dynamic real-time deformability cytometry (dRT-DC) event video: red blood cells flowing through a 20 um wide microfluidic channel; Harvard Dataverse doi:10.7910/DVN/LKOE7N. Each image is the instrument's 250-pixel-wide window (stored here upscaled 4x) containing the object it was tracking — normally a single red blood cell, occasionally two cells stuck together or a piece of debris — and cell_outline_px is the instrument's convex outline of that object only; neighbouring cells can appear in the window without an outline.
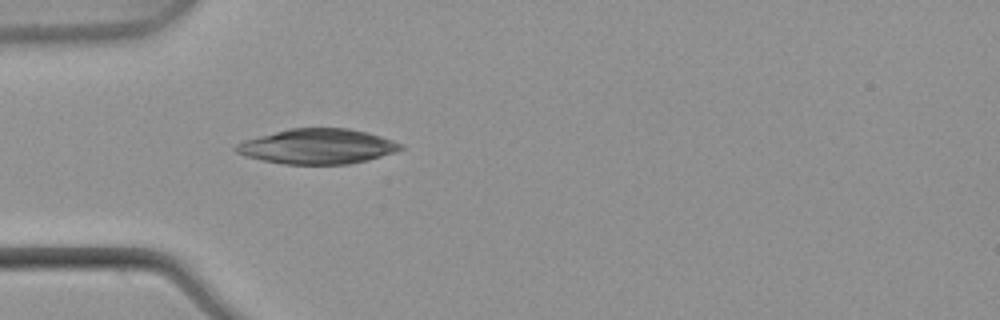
{"species": "common noctule bat (a hibernating species)", "species_latin": "Nyctalus noctula", "temperature_condition": "warm", "stored_images_in_passage": 37, "camera_frame_rate_fps": 3000, "um_per_image_px": 0.085, "animal": {"sex": "male", "body_mass_g": 21.5, "forearm_length_mm": 52.0}, "frame": {"image": 1, "passage_image": 1, "time_ms": 0.0, "image_size_px": [1000, 320], "cell_outline_px": [[404, 148], [396, 152], [368, 160], [348, 164], [284, 164], [244, 156], [236, 152], [232, 148], [236, 144], [244, 140], [288, 128], [348, 128], [368, 132], [392, 140], [400, 144]], "centroid_in_image_um": [26.97, 12.44], "position_along_channel_um": 58.0, "area_um2": 33.64}}
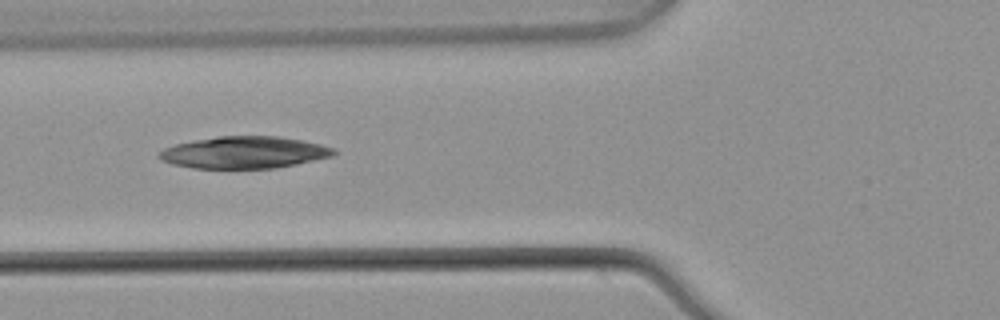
{"frame": {"image": 2, "passage_image": 5, "time_ms": 1.333, "image_size_px": [1000, 320], "cell_outline_px": [[336, 152], [332, 156], [296, 164], [276, 168], [192, 168], [172, 164], [160, 160], [156, 156], [164, 148], [176, 144], [216, 136], [276, 136], [300, 140], [320, 144], [336, 148]], "centroid_in_image_um": [20.74, 12.96], "position_along_channel_um": 105.1, "area_um2": 32.43}}
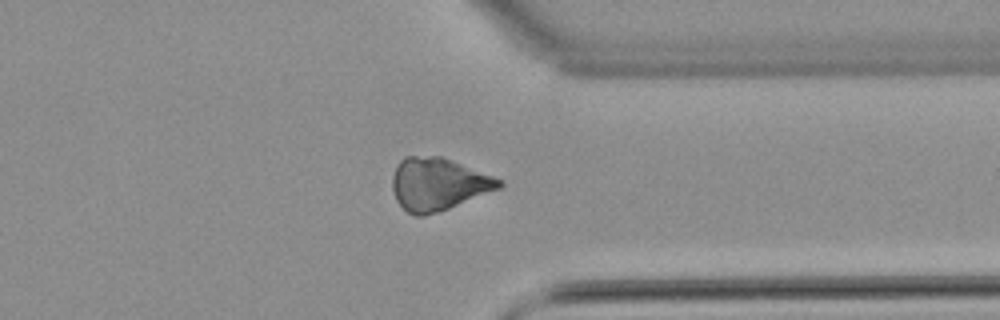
{"frame": {"image": 3, "passage_image": 26, "time_ms": 8.333, "image_size_px": [1000, 320], "cell_outline_px": [[504, 184], [500, 188], [448, 208], [424, 216], [416, 216], [408, 212], [396, 200], [392, 188], [392, 176], [400, 160], [404, 156], [440, 156], [504, 180]], "centroid_in_image_um": [37.23, 15.64], "position_along_channel_um": 374.2, "area_um2": 32.31}}